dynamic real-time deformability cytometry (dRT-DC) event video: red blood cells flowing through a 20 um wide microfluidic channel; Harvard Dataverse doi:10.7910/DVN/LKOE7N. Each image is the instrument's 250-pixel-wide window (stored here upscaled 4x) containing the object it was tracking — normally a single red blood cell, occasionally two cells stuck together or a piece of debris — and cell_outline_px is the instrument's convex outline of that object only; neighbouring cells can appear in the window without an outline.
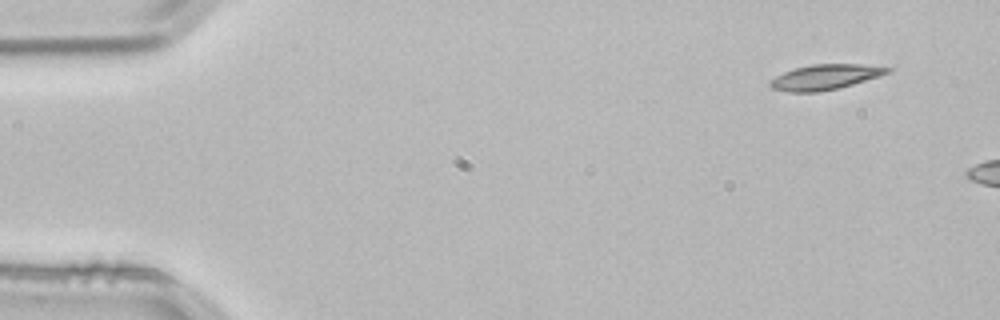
{"species": "common noctule bat (a hibernating species)", "species_latin": "Nyctalus noctula", "temperature_condition": "room temperature", "stored_images_in_passage": 4, "camera_frame_rate_fps": 3000, "um_per_image_px": 0.085, "animal": {"sex": "male", "body_mass_g": 21.5, "forearm_length_mm": 52.0}, "frame": {"image": 1, "passage_image": 4, "time_ms": 1.0, "image_size_px": [1000, 320], "cell_outline_px": [[892, 68], [888, 72], [880, 76], [852, 84], [820, 92], [788, 92], [772, 88], [768, 84], [776, 76], [784, 72], [796, 68], [812, 64], [860, 64]], "centroid_in_image_um": [70.12, 6.55], "position_along_channel_um": 14.9, "area_um2": 16.94}}